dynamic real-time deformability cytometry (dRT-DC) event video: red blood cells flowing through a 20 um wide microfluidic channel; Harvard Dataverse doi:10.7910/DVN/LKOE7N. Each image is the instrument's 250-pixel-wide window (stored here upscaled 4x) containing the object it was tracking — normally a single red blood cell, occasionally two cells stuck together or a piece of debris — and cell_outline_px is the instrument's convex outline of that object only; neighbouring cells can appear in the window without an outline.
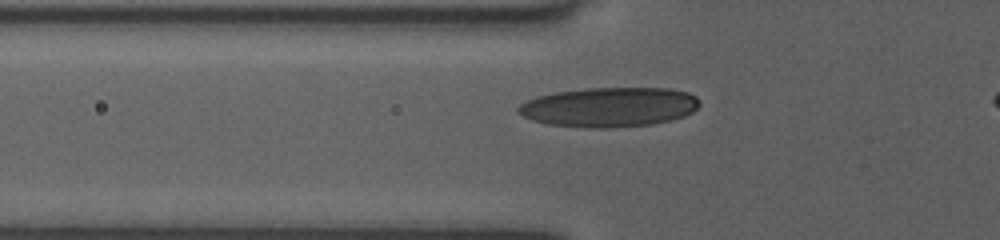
{"species": "human", "species_latin": "Homo sapiens", "temperature_condition": "room temperature", "stored_images_in_passage": 41, "camera_frame_rate_fps": 3000, "um_per_image_px": 0.085, "donor": {"sex": "female"}, "frame": {"image": 1, "passage_image": 12, "time_ms": 3.667, "image_size_px": [1000, 240], "cell_outline_px": [[700, 104], [692, 112], [684, 116], [652, 124], [604, 128], [592, 128], [548, 124], [532, 120], [516, 112], [516, 108], [520, 104], [536, 96], [556, 92], [584, 88], [668, 88], [688, 92], [696, 96]], "centroid_in_image_um": [51.76, 9.09], "position_along_channel_um": 74.0, "area_um2": 41.79}}
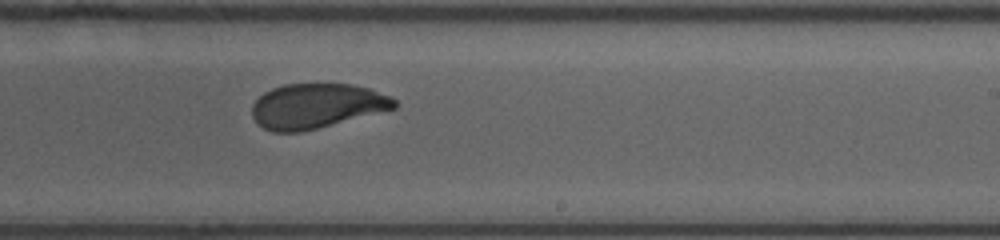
{"frame": {"image": 2, "passage_image": 26, "time_ms": 8.333, "image_size_px": [1000, 240], "cell_outline_px": [[396, 108], [300, 132], [272, 132], [256, 124], [252, 116], [252, 104], [264, 92], [272, 88], [284, 84], [352, 84], [368, 88], [392, 96], [396, 100]], "centroid_in_image_um": [26.88, 9.0], "position_along_channel_um": 262.1, "area_um2": 37.05}}
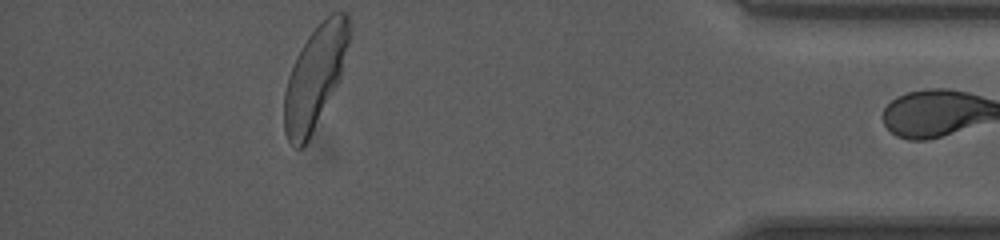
{"frame": {"image": 3, "passage_image": 40, "time_ms": 13.0, "image_size_px": [1000, 240], "cell_outline_px": [[348, 44], [340, 76], [308, 140], [300, 148], [296, 148], [288, 140], [284, 132], [284, 92], [288, 76], [296, 56], [308, 36], [332, 12], [348, 12]], "centroid_in_image_um": [26.73, 6.55], "position_along_channel_um": 408.5, "area_um2": 37.51}}